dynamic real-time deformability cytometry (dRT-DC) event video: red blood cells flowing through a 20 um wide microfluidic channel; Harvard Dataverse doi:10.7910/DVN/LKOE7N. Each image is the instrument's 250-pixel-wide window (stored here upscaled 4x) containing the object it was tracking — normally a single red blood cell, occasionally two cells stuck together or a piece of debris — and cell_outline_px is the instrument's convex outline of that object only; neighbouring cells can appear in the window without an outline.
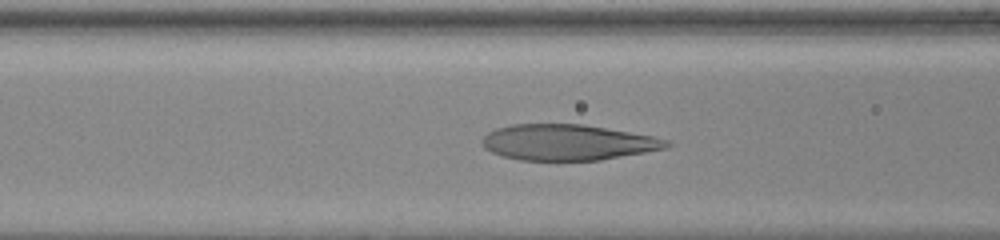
{"species": "human", "species_latin": "Homo sapiens", "temperature_condition": "warm", "stored_images_in_passage": 40, "camera_frame_rate_fps": 3000, "um_per_image_px": 0.085, "donor": {"sex": "female"}, "frame": {"image": 1, "passage_image": 16, "time_ms": 5.0, "image_size_px": [1000, 240], "cell_outline_px": [[672, 144], [668, 148], [600, 160], [520, 160], [504, 156], [492, 152], [484, 148], [480, 140], [488, 132], [496, 128], [512, 124], [584, 124], [652, 136], [668, 140]], "centroid_in_image_um": [48.24, 12.1], "position_along_channel_um": 118.4, "area_um2": 38.44}}
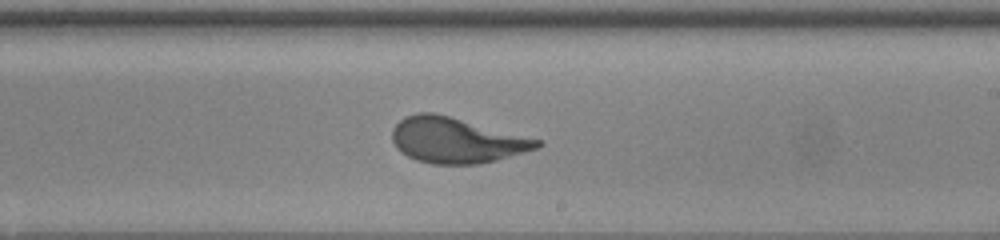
{"frame": {"image": 2, "passage_image": 26, "time_ms": 8.333, "image_size_px": [1000, 240], "cell_outline_px": [[544, 144], [536, 148], [496, 160], [480, 164], [432, 164], [416, 160], [400, 152], [396, 148], [392, 140], [392, 128], [404, 116], [416, 112], [432, 112], [544, 140]], "centroid_in_image_um": [38.77, 11.92], "position_along_channel_um": 250.2, "area_um2": 38.44}}
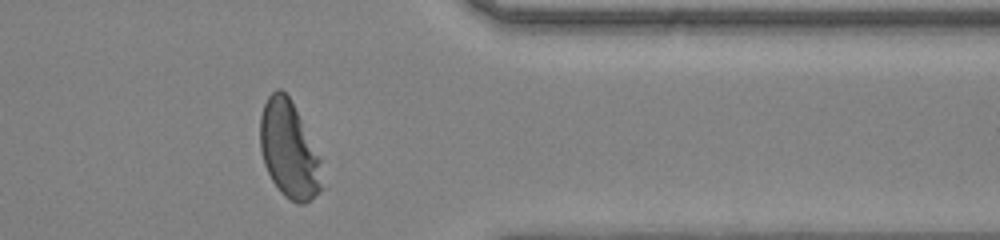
{"frame": {"image": 3, "passage_image": 37, "time_ms": 12.0, "image_size_px": [1000, 240], "cell_outline_px": [[324, 188], [304, 204], [296, 204], [284, 196], [280, 192], [272, 180], [264, 164], [260, 148], [260, 116], [264, 104], [268, 96], [276, 88], [280, 88], [288, 96], [320, 156]], "centroid_in_image_um": [24.57, 12.77], "position_along_channel_um": 386.8, "area_um2": 34.91}, "authors_computed_cell_mechanics": {"area_um2": 38.6393, "velocity_mm_per_s": 3.9577, "shape_relaxation_time_tau1_ms": 6.4678, "shape_relaxation_time_tau2_ms": 0.7332, "deformation_change_tau1": 0.2939, "deformation_change_tau2": 0.0794}}